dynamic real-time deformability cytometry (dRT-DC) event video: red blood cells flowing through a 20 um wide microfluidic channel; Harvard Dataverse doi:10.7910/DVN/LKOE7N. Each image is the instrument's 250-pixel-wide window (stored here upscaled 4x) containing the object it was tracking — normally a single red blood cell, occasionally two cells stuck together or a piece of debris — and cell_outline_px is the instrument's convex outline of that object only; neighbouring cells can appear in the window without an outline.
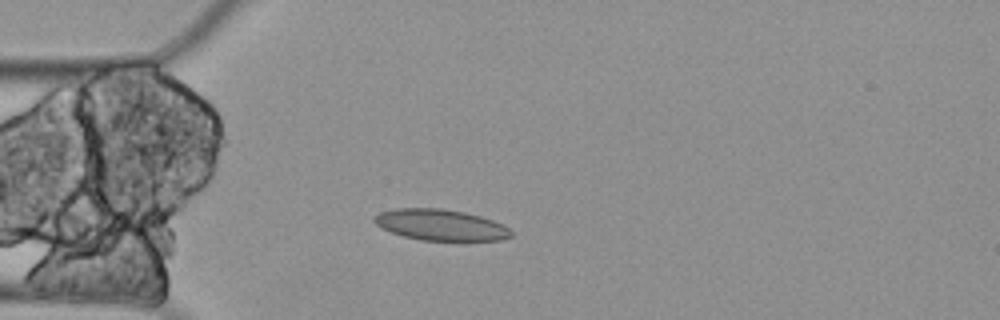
{"species": "Egyptian fruit bat (a non-hibernating species)", "species_latin": "Rousettus aegyptiacus", "temperature_condition": "cold", "stored_images_in_passage": 5, "camera_frame_rate_fps": 3000, "um_per_image_px": 0.085, "animal": {"sex": "female"}, "frame": {"image": 1, "passage_image": 4, "time_ms": 1.0, "image_size_px": [1000, 320], "cell_outline_px": [[512, 236], [500, 240], [420, 240], [404, 236], [380, 228], [372, 220], [372, 216], [380, 212], [396, 208], [444, 208], [464, 212], [480, 216], [492, 220], [508, 228], [512, 232]], "centroid_in_image_um": [37.4, 19.1], "position_along_channel_um": 47.6, "area_um2": 24.74}}